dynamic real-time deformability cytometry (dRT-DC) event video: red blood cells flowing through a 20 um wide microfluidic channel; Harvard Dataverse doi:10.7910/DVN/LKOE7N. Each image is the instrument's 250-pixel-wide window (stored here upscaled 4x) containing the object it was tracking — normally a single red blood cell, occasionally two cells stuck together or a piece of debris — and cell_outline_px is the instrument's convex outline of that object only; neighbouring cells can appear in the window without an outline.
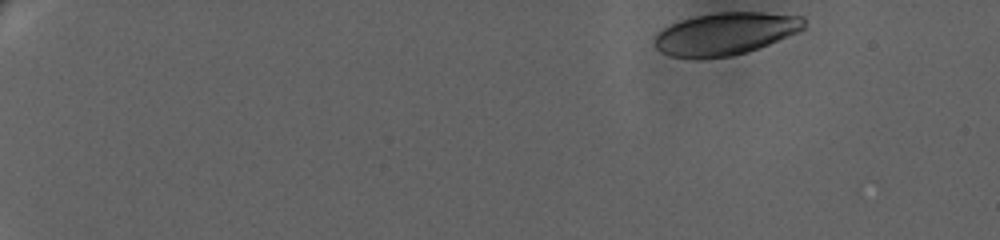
{"species": "human", "species_latin": "Homo sapiens", "temperature_condition": "warm", "stored_images_in_passage": 55, "camera_frame_rate_fps": 3000, "um_per_image_px": 0.085, "donor": {"sex": "female"}, "frame": {"image": 1, "passage_image": 1, "time_ms": 0.0, "image_size_px": [1000, 240], "cell_outline_px": [[804, 28], [800, 32], [768, 44], [732, 56], [668, 56], [660, 52], [656, 48], [656, 32], [680, 20], [696, 16], [716, 12], [764, 12], [804, 16]], "centroid_in_image_um": [61.7, 2.83], "position_along_channel_um": 23.3, "area_um2": 36.3}}
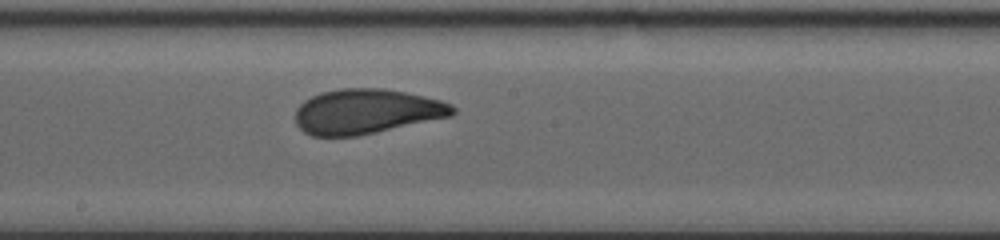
{"frame": {"image": 2, "passage_image": 29, "time_ms": 11.333, "image_size_px": [1000, 240], "cell_outline_px": [[456, 112], [452, 116], [376, 132], [356, 136], [312, 136], [304, 132], [296, 124], [296, 108], [304, 100], [320, 92], [340, 88], [384, 88], [424, 96], [440, 100], [452, 104], [456, 108]], "centroid_in_image_um": [31.14, 9.47], "position_along_channel_um": 217.1, "area_um2": 41.21}}
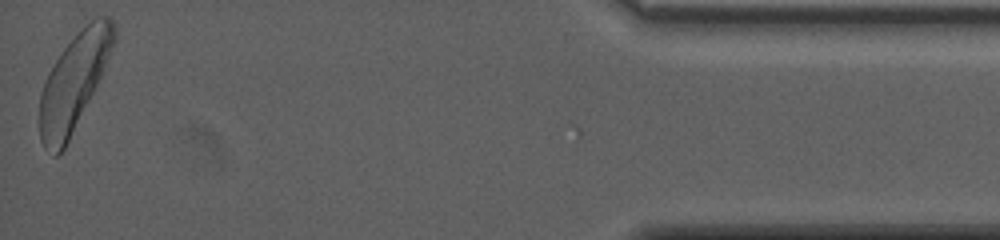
{"frame": {"image": 3, "passage_image": 55, "time_ms": 20.0, "image_size_px": [1000, 240], "cell_outline_px": [[116, 40], [100, 76], [64, 148], [56, 156], [52, 156], [44, 148], [40, 140], [40, 92], [48, 72], [64, 48], [76, 32], [96, 16], [108, 16], [112, 20], [116, 28]], "centroid_in_image_um": [6.27, 6.93], "position_along_channel_um": 428.9, "area_um2": 40.86}, "authors_computed_cell_mechanics": {"area_um2": 40.5756, "velocity_mm_per_s": 3.1646, "shape_relaxation_time_tau1_ms": 4.0791, "shape_relaxation_time_tau2_ms": 1.2443, "deformation_change_tau1": 0.1586, "deformation_change_tau2": 0.0835}}